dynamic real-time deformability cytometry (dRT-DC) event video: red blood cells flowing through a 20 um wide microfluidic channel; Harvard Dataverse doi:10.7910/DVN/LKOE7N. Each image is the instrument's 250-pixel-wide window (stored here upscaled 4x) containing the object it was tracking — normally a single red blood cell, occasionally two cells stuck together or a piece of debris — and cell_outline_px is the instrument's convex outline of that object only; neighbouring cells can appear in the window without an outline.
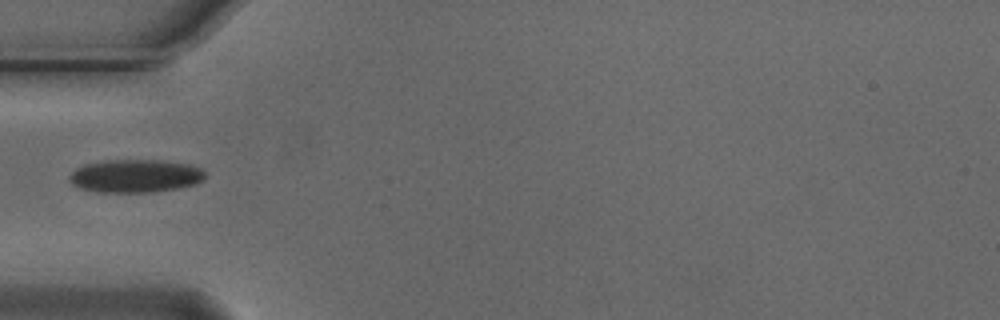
{"species": "Egyptian fruit bat (a non-hibernating species)", "species_latin": "Rousettus aegyptiacus", "temperature_condition": "cold", "stored_images_in_passage": 38, "camera_frame_rate_fps": 3000, "um_per_image_px": 0.085, "animal": {"sex": "male"}, "frame": {"image": 1, "passage_image": 1, "time_ms": 0.0, "image_size_px": [1000, 320], "cell_outline_px": [[204, 180], [196, 184], [180, 188], [152, 192], [96, 192], [80, 188], [72, 184], [68, 180], [68, 176], [76, 168], [84, 164], [104, 160], [160, 160], [188, 164], [200, 168], [204, 172]], "centroid_in_image_um": [11.48, 14.96], "position_along_channel_um": 73.5, "area_um2": 26.36}}
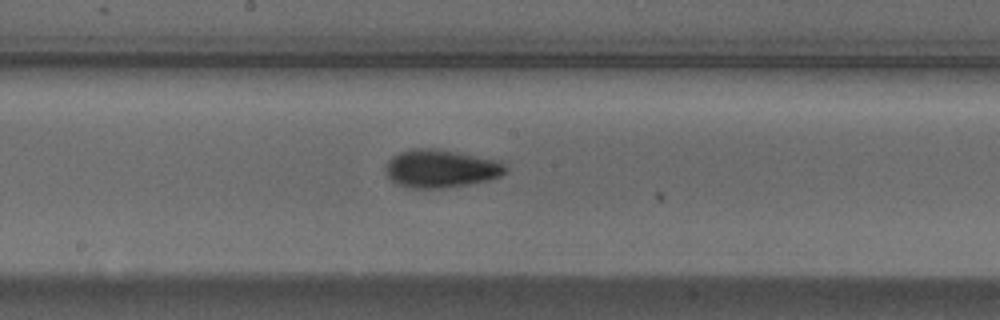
{"frame": {"image": 2, "passage_image": 12, "time_ms": 3.667, "image_size_px": [1000, 320], "cell_outline_px": [[508, 172], [500, 176], [488, 180], [468, 184], [444, 188], [408, 188], [396, 184], [384, 172], [384, 164], [392, 156], [408, 148], [436, 148], [500, 160], [508, 168]], "centroid_in_image_um": [37.45, 14.32], "position_along_channel_um": 210.8, "area_um2": 27.05}}
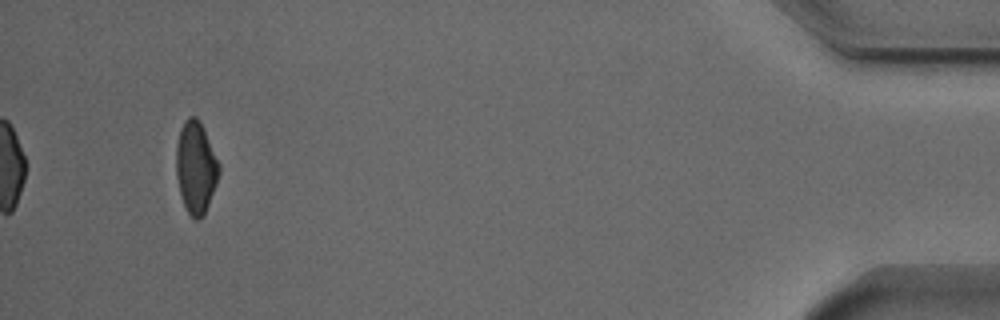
{"frame": {"image": 3, "passage_image": 35, "time_ms": 11.333, "image_size_px": [1000, 320], "cell_outline_px": [[220, 172], [216, 184], [204, 216], [200, 220], [196, 220], [188, 212], [184, 204], [180, 192], [176, 176], [176, 144], [180, 128], [184, 120], [188, 116], [196, 116], [200, 120], [220, 164]], "centroid_in_image_um": [16.64, 14.2], "position_along_channel_um": 418.6, "area_um2": 23.12}}